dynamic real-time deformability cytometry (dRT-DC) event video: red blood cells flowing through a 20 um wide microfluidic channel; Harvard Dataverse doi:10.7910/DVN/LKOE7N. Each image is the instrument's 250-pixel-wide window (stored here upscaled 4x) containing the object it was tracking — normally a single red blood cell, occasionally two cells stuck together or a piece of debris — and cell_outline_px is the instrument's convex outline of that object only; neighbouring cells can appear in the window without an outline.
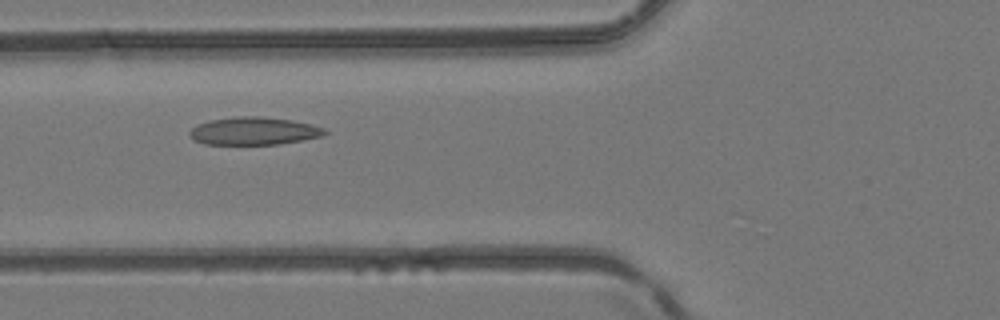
{"species": "common noctule bat (a hibernating species)", "species_latin": "Nyctalus noctula", "temperature_condition": "room temperature", "stored_images_in_passage": 3, "camera_frame_rate_fps": 3000, "um_per_image_px": 0.085, "animal": {"sex": "female", "body_mass_g": 24.6, "forearm_length_mm": 56.2}, "frame": {"image": 1, "passage_image": 3, "time_ms": 0.667, "image_size_px": [1000, 320], "cell_outline_px": [[328, 132], [324, 136], [276, 144], [204, 144], [192, 140], [188, 136], [188, 132], [192, 128], [208, 120], [236, 116], [260, 116], [292, 120], [312, 124], [324, 128]], "centroid_in_image_um": [21.55, 11.13], "position_along_channel_um": 104.2, "area_um2": 21.96}}